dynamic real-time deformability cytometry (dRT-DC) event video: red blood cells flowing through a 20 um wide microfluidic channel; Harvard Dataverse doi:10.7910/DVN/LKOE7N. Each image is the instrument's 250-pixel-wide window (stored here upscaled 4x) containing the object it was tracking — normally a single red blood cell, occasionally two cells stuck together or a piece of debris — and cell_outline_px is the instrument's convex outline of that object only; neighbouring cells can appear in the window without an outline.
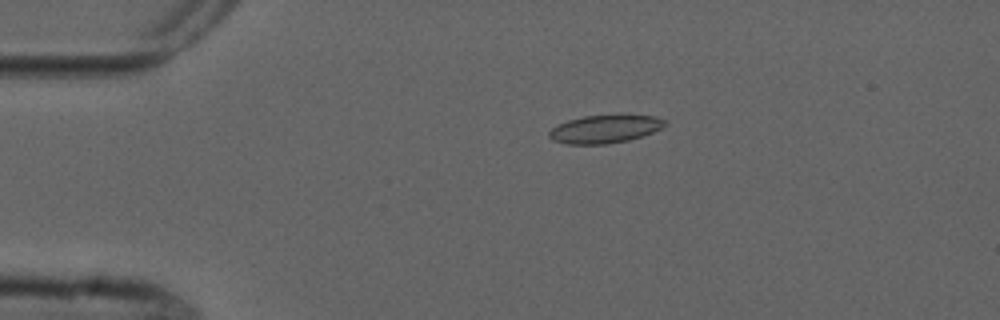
{"species": "common noctule bat (a hibernating species)", "species_latin": "Nyctalus noctula", "temperature_condition": "cold", "stored_images_in_passage": 6, "camera_frame_rate_fps": 3000, "um_per_image_px": 0.085, "animal": {"sex": "male", "forearm_length_mm": 52.5}, "frame": {"image": 1, "passage_image": 3, "time_ms": 2.333, "image_size_px": [1000, 320], "cell_outline_px": [[668, 124], [652, 132], [628, 140], [608, 144], [568, 144], [552, 140], [548, 136], [548, 132], [552, 128], [568, 120], [584, 116], [656, 116], [664, 120]], "centroid_in_image_um": [51.38, 10.98], "position_along_channel_um": 33.6, "area_um2": 18.5}}
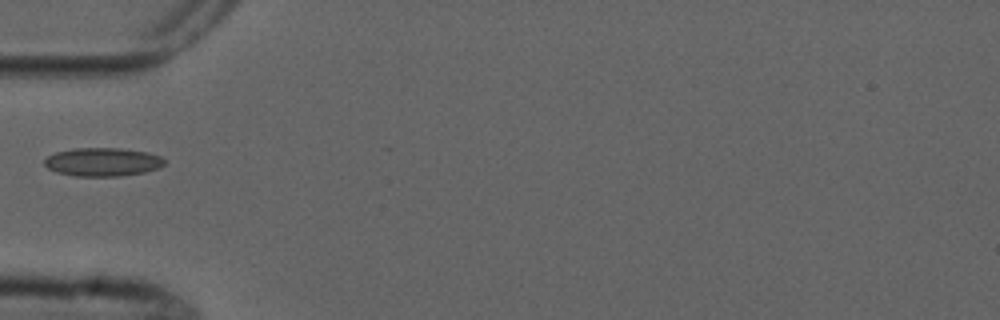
{"frame": {"image": 2, "passage_image": 5, "time_ms": 4.667, "image_size_px": [1000, 320], "cell_outline_px": [[164, 164], [160, 168], [144, 172], [120, 176], [76, 176], [56, 172], [48, 168], [44, 164], [44, 160], [48, 156], [56, 152], [72, 148], [120, 148], [148, 152], [160, 156], [164, 160]], "centroid_in_image_um": [8.72, 13.76], "position_along_channel_um": 76.3, "area_um2": 19.94}}
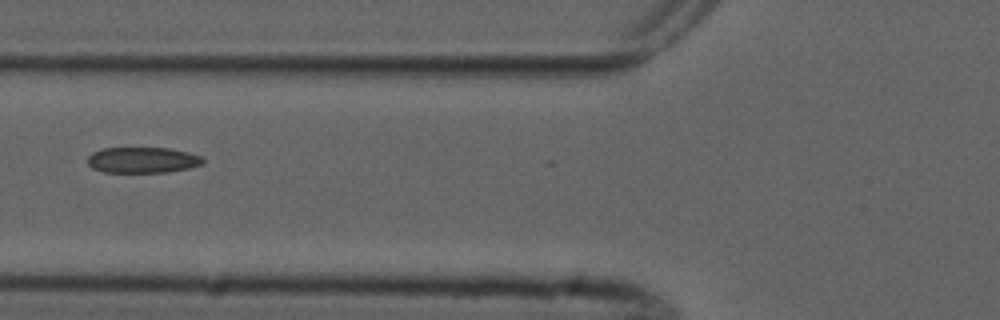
{"frame": {"image": 3, "passage_image": 6, "time_ms": 5.667, "image_size_px": [1000, 320], "cell_outline_px": [[204, 164], [188, 168], [168, 172], [104, 172], [92, 168], [88, 164], [88, 156], [92, 152], [104, 148], [168, 148], [188, 152], [200, 156], [204, 160]], "centroid_in_image_um": [12.11, 13.6], "position_along_channel_um": 113.7, "area_um2": 17.34}}